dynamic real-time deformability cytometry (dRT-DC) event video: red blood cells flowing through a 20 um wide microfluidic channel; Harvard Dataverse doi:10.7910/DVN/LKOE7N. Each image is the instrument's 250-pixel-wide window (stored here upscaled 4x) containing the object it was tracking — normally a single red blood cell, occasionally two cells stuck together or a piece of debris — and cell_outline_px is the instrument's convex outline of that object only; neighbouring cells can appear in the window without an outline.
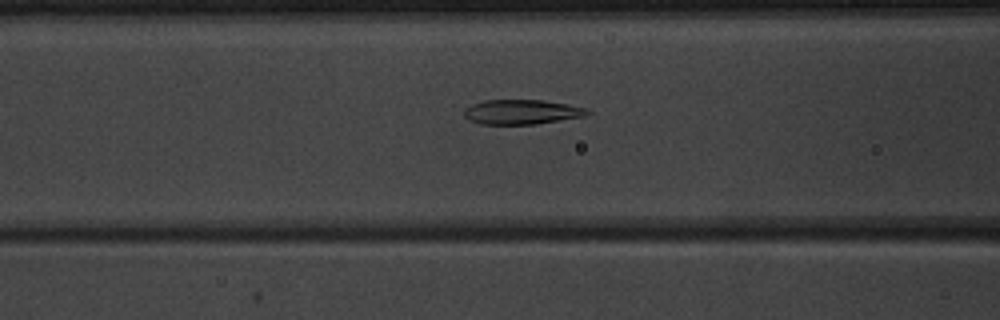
{"species": "common noctule bat (a hibernating species)", "species_latin": "Nyctalus noctula", "temperature_condition": "warm", "stored_images_in_passage": 52, "camera_frame_rate_fps": 3000, "um_per_image_px": 0.085, "animal": {"sex": "male", "body_mass_g": 20.1, "forearm_length_mm": 53.5}, "frame": {"image": 1, "passage_image": 22, "time_ms": 7.0, "image_size_px": [1000, 320], "cell_outline_px": [[588, 112], [584, 116], [536, 124], [480, 124], [468, 120], [464, 116], [464, 108], [472, 104], [484, 100], [544, 100], [568, 104], [588, 108]], "centroid_in_image_um": [44.3, 9.51], "position_along_channel_um": 122.3, "area_um2": 17.74}}
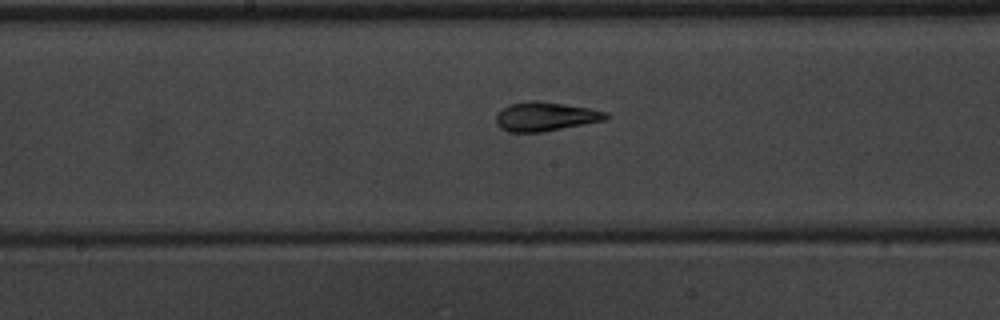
{"frame": {"image": 2, "passage_image": 28, "time_ms": 9.0, "image_size_px": [1000, 320], "cell_outline_px": [[608, 116], [604, 120], [544, 132], [508, 132], [500, 128], [496, 124], [496, 116], [508, 104], [532, 100], [536, 100], [592, 108], [608, 112]], "centroid_in_image_um": [46.35, 9.9], "position_along_channel_um": 201.8, "area_um2": 18.61}}
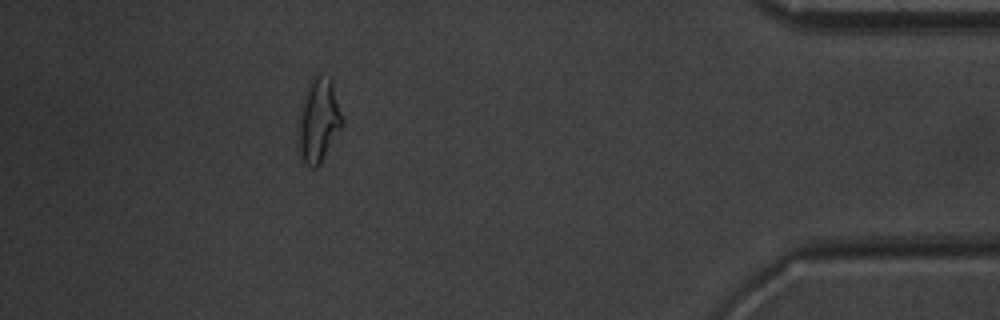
{"frame": {"image": 3, "passage_image": 47, "time_ms": 15.333, "image_size_px": [1000, 320], "cell_outline_px": [[344, 124], [320, 164], [316, 168], [312, 168], [304, 164], [296, 148], [296, 124], [304, 92], [312, 76], [320, 76], [332, 80], [344, 120]], "centroid_in_image_um": [27.03, 10.29], "position_along_channel_um": 408.2, "area_um2": 22.31}, "authors_computed_cell_mechanics": {"area_um2": 19.1896, "velocity_mm_per_s": 3.9678, "shape_relaxation_time_tau1_ms": 3.7506, "shape_relaxation_time_tau2_ms": 1.6592, "deformation_change_tau1": 0.1703, "deformation_change_tau2": 0.0762}}